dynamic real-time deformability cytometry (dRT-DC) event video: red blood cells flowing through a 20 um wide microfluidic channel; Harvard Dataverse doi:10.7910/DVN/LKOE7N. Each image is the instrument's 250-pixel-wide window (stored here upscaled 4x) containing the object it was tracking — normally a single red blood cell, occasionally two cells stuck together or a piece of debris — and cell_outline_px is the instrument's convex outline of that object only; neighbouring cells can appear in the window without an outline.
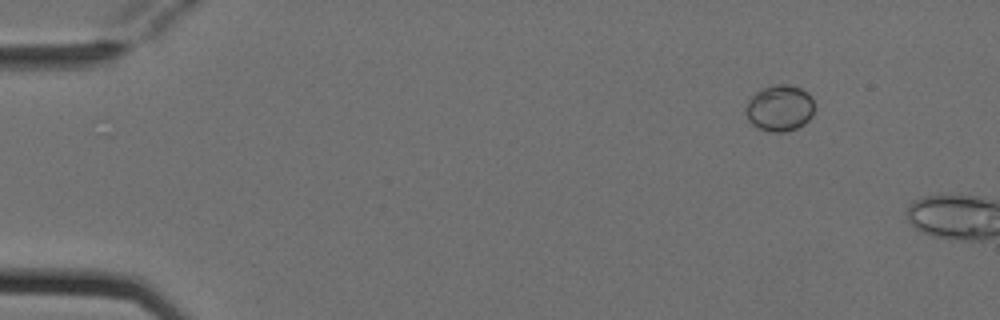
{"species": "Egyptian fruit bat (a non-hibernating species)", "species_latin": "Rousettus aegyptiacus", "temperature_condition": "cold", "stored_images_in_passage": 2, "camera_frame_rate_fps": 3000, "um_per_image_px": 0.085, "animal": {"sex": "female"}, "frame": {"image": 1, "passage_image": 1, "time_ms": 0.0, "image_size_px": [1000, 320], "cell_outline_px": [[816, 108], [812, 116], [804, 124], [796, 128], [784, 132], [772, 132], [756, 128], [748, 120], [744, 112], [744, 108], [748, 100], [760, 88], [772, 84], [788, 84], [800, 88], [808, 92], [812, 96]], "centroid_in_image_um": [66.27, 9.18], "position_along_channel_um": 18.7, "area_um2": 19.07}}